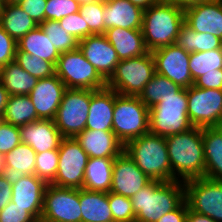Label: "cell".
Segmentation results:
<instances>
[{"label":"cell","mask_w":222,"mask_h":222,"mask_svg":"<svg viewBox=\"0 0 222 222\" xmlns=\"http://www.w3.org/2000/svg\"><path fill=\"white\" fill-rule=\"evenodd\" d=\"M173 181L185 182L205 177V156L202 128L193 126L187 131L165 137Z\"/></svg>","instance_id":"cell-1"},{"label":"cell","mask_w":222,"mask_h":222,"mask_svg":"<svg viewBox=\"0 0 222 222\" xmlns=\"http://www.w3.org/2000/svg\"><path fill=\"white\" fill-rule=\"evenodd\" d=\"M130 199L135 222H156L185 200L184 182L152 180Z\"/></svg>","instance_id":"cell-2"},{"label":"cell","mask_w":222,"mask_h":222,"mask_svg":"<svg viewBox=\"0 0 222 222\" xmlns=\"http://www.w3.org/2000/svg\"><path fill=\"white\" fill-rule=\"evenodd\" d=\"M184 23L183 9L170 2L159 0L143 11L142 33L146 48L152 52L175 44Z\"/></svg>","instance_id":"cell-3"},{"label":"cell","mask_w":222,"mask_h":222,"mask_svg":"<svg viewBox=\"0 0 222 222\" xmlns=\"http://www.w3.org/2000/svg\"><path fill=\"white\" fill-rule=\"evenodd\" d=\"M124 152L151 180L173 181L165 137L149 132L128 141Z\"/></svg>","instance_id":"cell-4"},{"label":"cell","mask_w":222,"mask_h":222,"mask_svg":"<svg viewBox=\"0 0 222 222\" xmlns=\"http://www.w3.org/2000/svg\"><path fill=\"white\" fill-rule=\"evenodd\" d=\"M186 88L177 94L161 97L159 103L149 108V132L168 137L189 130L193 125L187 113Z\"/></svg>","instance_id":"cell-5"},{"label":"cell","mask_w":222,"mask_h":222,"mask_svg":"<svg viewBox=\"0 0 222 222\" xmlns=\"http://www.w3.org/2000/svg\"><path fill=\"white\" fill-rule=\"evenodd\" d=\"M155 73V62L151 52L120 60L107 80V87L119 95L139 96Z\"/></svg>","instance_id":"cell-6"},{"label":"cell","mask_w":222,"mask_h":222,"mask_svg":"<svg viewBox=\"0 0 222 222\" xmlns=\"http://www.w3.org/2000/svg\"><path fill=\"white\" fill-rule=\"evenodd\" d=\"M113 132L123 145L149 133V108L138 96L119 95L115 91Z\"/></svg>","instance_id":"cell-7"},{"label":"cell","mask_w":222,"mask_h":222,"mask_svg":"<svg viewBox=\"0 0 222 222\" xmlns=\"http://www.w3.org/2000/svg\"><path fill=\"white\" fill-rule=\"evenodd\" d=\"M55 74L66 88L99 90L107 87V81L83 56L79 48L60 54Z\"/></svg>","instance_id":"cell-8"},{"label":"cell","mask_w":222,"mask_h":222,"mask_svg":"<svg viewBox=\"0 0 222 222\" xmlns=\"http://www.w3.org/2000/svg\"><path fill=\"white\" fill-rule=\"evenodd\" d=\"M91 90L66 88L54 124L64 138H75L86 129Z\"/></svg>","instance_id":"cell-9"},{"label":"cell","mask_w":222,"mask_h":222,"mask_svg":"<svg viewBox=\"0 0 222 222\" xmlns=\"http://www.w3.org/2000/svg\"><path fill=\"white\" fill-rule=\"evenodd\" d=\"M185 201L190 211L222 222V180L206 177L184 182Z\"/></svg>","instance_id":"cell-10"},{"label":"cell","mask_w":222,"mask_h":222,"mask_svg":"<svg viewBox=\"0 0 222 222\" xmlns=\"http://www.w3.org/2000/svg\"><path fill=\"white\" fill-rule=\"evenodd\" d=\"M190 123L199 128L222 126V90L186 88Z\"/></svg>","instance_id":"cell-11"},{"label":"cell","mask_w":222,"mask_h":222,"mask_svg":"<svg viewBox=\"0 0 222 222\" xmlns=\"http://www.w3.org/2000/svg\"><path fill=\"white\" fill-rule=\"evenodd\" d=\"M42 222H82L79 189L48 184L44 193Z\"/></svg>","instance_id":"cell-12"},{"label":"cell","mask_w":222,"mask_h":222,"mask_svg":"<svg viewBox=\"0 0 222 222\" xmlns=\"http://www.w3.org/2000/svg\"><path fill=\"white\" fill-rule=\"evenodd\" d=\"M59 165L51 183L59 187L81 189L89 156L75 138H63L58 148Z\"/></svg>","instance_id":"cell-13"},{"label":"cell","mask_w":222,"mask_h":222,"mask_svg":"<svg viewBox=\"0 0 222 222\" xmlns=\"http://www.w3.org/2000/svg\"><path fill=\"white\" fill-rule=\"evenodd\" d=\"M155 62L156 73L170 79L182 88H189L194 84L189 60L190 53L176 44L161 47L151 52Z\"/></svg>","instance_id":"cell-14"},{"label":"cell","mask_w":222,"mask_h":222,"mask_svg":"<svg viewBox=\"0 0 222 222\" xmlns=\"http://www.w3.org/2000/svg\"><path fill=\"white\" fill-rule=\"evenodd\" d=\"M47 183L35 174L12 176V199L16 205L23 207L36 220H40L44 193Z\"/></svg>","instance_id":"cell-15"},{"label":"cell","mask_w":222,"mask_h":222,"mask_svg":"<svg viewBox=\"0 0 222 222\" xmlns=\"http://www.w3.org/2000/svg\"><path fill=\"white\" fill-rule=\"evenodd\" d=\"M151 181L124 151L114 159L110 192L130 198Z\"/></svg>","instance_id":"cell-16"},{"label":"cell","mask_w":222,"mask_h":222,"mask_svg":"<svg viewBox=\"0 0 222 222\" xmlns=\"http://www.w3.org/2000/svg\"><path fill=\"white\" fill-rule=\"evenodd\" d=\"M78 48L106 81L120 61L104 34H93L83 38L79 41Z\"/></svg>","instance_id":"cell-17"},{"label":"cell","mask_w":222,"mask_h":222,"mask_svg":"<svg viewBox=\"0 0 222 222\" xmlns=\"http://www.w3.org/2000/svg\"><path fill=\"white\" fill-rule=\"evenodd\" d=\"M65 90V84L56 74L38 80L29 96L39 119L54 120Z\"/></svg>","instance_id":"cell-18"},{"label":"cell","mask_w":222,"mask_h":222,"mask_svg":"<svg viewBox=\"0 0 222 222\" xmlns=\"http://www.w3.org/2000/svg\"><path fill=\"white\" fill-rule=\"evenodd\" d=\"M185 24L199 33H209L222 40V0L196 4L184 10Z\"/></svg>","instance_id":"cell-19"},{"label":"cell","mask_w":222,"mask_h":222,"mask_svg":"<svg viewBox=\"0 0 222 222\" xmlns=\"http://www.w3.org/2000/svg\"><path fill=\"white\" fill-rule=\"evenodd\" d=\"M21 143L32 147L36 153L58 150L64 138L53 120H37L19 127Z\"/></svg>","instance_id":"cell-20"},{"label":"cell","mask_w":222,"mask_h":222,"mask_svg":"<svg viewBox=\"0 0 222 222\" xmlns=\"http://www.w3.org/2000/svg\"><path fill=\"white\" fill-rule=\"evenodd\" d=\"M75 139L89 158H116L124 151L113 131L85 129Z\"/></svg>","instance_id":"cell-21"},{"label":"cell","mask_w":222,"mask_h":222,"mask_svg":"<svg viewBox=\"0 0 222 222\" xmlns=\"http://www.w3.org/2000/svg\"><path fill=\"white\" fill-rule=\"evenodd\" d=\"M143 11L129 0H104V29L119 27L142 30Z\"/></svg>","instance_id":"cell-22"},{"label":"cell","mask_w":222,"mask_h":222,"mask_svg":"<svg viewBox=\"0 0 222 222\" xmlns=\"http://www.w3.org/2000/svg\"><path fill=\"white\" fill-rule=\"evenodd\" d=\"M115 91L108 87L91 90V102L86 129L113 131Z\"/></svg>","instance_id":"cell-23"},{"label":"cell","mask_w":222,"mask_h":222,"mask_svg":"<svg viewBox=\"0 0 222 222\" xmlns=\"http://www.w3.org/2000/svg\"><path fill=\"white\" fill-rule=\"evenodd\" d=\"M104 35L114 47L119 60L138 57L149 52L142 30L112 27L107 29Z\"/></svg>","instance_id":"cell-24"},{"label":"cell","mask_w":222,"mask_h":222,"mask_svg":"<svg viewBox=\"0 0 222 222\" xmlns=\"http://www.w3.org/2000/svg\"><path fill=\"white\" fill-rule=\"evenodd\" d=\"M205 177L222 180V126L202 128Z\"/></svg>","instance_id":"cell-25"},{"label":"cell","mask_w":222,"mask_h":222,"mask_svg":"<svg viewBox=\"0 0 222 222\" xmlns=\"http://www.w3.org/2000/svg\"><path fill=\"white\" fill-rule=\"evenodd\" d=\"M82 222H114L108 193L79 189Z\"/></svg>","instance_id":"cell-26"},{"label":"cell","mask_w":222,"mask_h":222,"mask_svg":"<svg viewBox=\"0 0 222 222\" xmlns=\"http://www.w3.org/2000/svg\"><path fill=\"white\" fill-rule=\"evenodd\" d=\"M115 158H89L82 188L90 191L110 192Z\"/></svg>","instance_id":"cell-27"},{"label":"cell","mask_w":222,"mask_h":222,"mask_svg":"<svg viewBox=\"0 0 222 222\" xmlns=\"http://www.w3.org/2000/svg\"><path fill=\"white\" fill-rule=\"evenodd\" d=\"M19 51L40 57L56 66L60 52L52 45V42L38 25L30 30L17 42Z\"/></svg>","instance_id":"cell-28"},{"label":"cell","mask_w":222,"mask_h":222,"mask_svg":"<svg viewBox=\"0 0 222 222\" xmlns=\"http://www.w3.org/2000/svg\"><path fill=\"white\" fill-rule=\"evenodd\" d=\"M38 80L22 69L16 61L0 68V82L9 95H29Z\"/></svg>","instance_id":"cell-29"},{"label":"cell","mask_w":222,"mask_h":222,"mask_svg":"<svg viewBox=\"0 0 222 222\" xmlns=\"http://www.w3.org/2000/svg\"><path fill=\"white\" fill-rule=\"evenodd\" d=\"M0 26L18 42L38 24L16 4H5L0 14Z\"/></svg>","instance_id":"cell-30"},{"label":"cell","mask_w":222,"mask_h":222,"mask_svg":"<svg viewBox=\"0 0 222 222\" xmlns=\"http://www.w3.org/2000/svg\"><path fill=\"white\" fill-rule=\"evenodd\" d=\"M3 121L15 126L40 120L29 95H9Z\"/></svg>","instance_id":"cell-31"},{"label":"cell","mask_w":222,"mask_h":222,"mask_svg":"<svg viewBox=\"0 0 222 222\" xmlns=\"http://www.w3.org/2000/svg\"><path fill=\"white\" fill-rule=\"evenodd\" d=\"M175 44L186 52H206L222 48V40L209 33H199L185 23L177 35Z\"/></svg>","instance_id":"cell-32"},{"label":"cell","mask_w":222,"mask_h":222,"mask_svg":"<svg viewBox=\"0 0 222 222\" xmlns=\"http://www.w3.org/2000/svg\"><path fill=\"white\" fill-rule=\"evenodd\" d=\"M36 152L31 146L20 143L5 154L6 174L9 176L35 174Z\"/></svg>","instance_id":"cell-33"},{"label":"cell","mask_w":222,"mask_h":222,"mask_svg":"<svg viewBox=\"0 0 222 222\" xmlns=\"http://www.w3.org/2000/svg\"><path fill=\"white\" fill-rule=\"evenodd\" d=\"M181 89L182 87L167 77L155 73L138 97L148 108H151L160 102L161 97L177 94Z\"/></svg>","instance_id":"cell-34"},{"label":"cell","mask_w":222,"mask_h":222,"mask_svg":"<svg viewBox=\"0 0 222 222\" xmlns=\"http://www.w3.org/2000/svg\"><path fill=\"white\" fill-rule=\"evenodd\" d=\"M189 69L193 81L210 72L222 69V48L190 53Z\"/></svg>","instance_id":"cell-35"},{"label":"cell","mask_w":222,"mask_h":222,"mask_svg":"<svg viewBox=\"0 0 222 222\" xmlns=\"http://www.w3.org/2000/svg\"><path fill=\"white\" fill-rule=\"evenodd\" d=\"M40 28L52 42V45L60 52H68L78 48L79 41L68 31L63 29L58 21L45 20L39 24Z\"/></svg>","instance_id":"cell-36"},{"label":"cell","mask_w":222,"mask_h":222,"mask_svg":"<svg viewBox=\"0 0 222 222\" xmlns=\"http://www.w3.org/2000/svg\"><path fill=\"white\" fill-rule=\"evenodd\" d=\"M16 63L30 75L38 79L48 78L55 74V66L40 57L16 49Z\"/></svg>","instance_id":"cell-37"},{"label":"cell","mask_w":222,"mask_h":222,"mask_svg":"<svg viewBox=\"0 0 222 222\" xmlns=\"http://www.w3.org/2000/svg\"><path fill=\"white\" fill-rule=\"evenodd\" d=\"M58 165V150L36 153L35 175L47 184H51L56 177Z\"/></svg>","instance_id":"cell-38"},{"label":"cell","mask_w":222,"mask_h":222,"mask_svg":"<svg viewBox=\"0 0 222 222\" xmlns=\"http://www.w3.org/2000/svg\"><path fill=\"white\" fill-rule=\"evenodd\" d=\"M104 0L80 5L79 13L93 34H104Z\"/></svg>","instance_id":"cell-39"},{"label":"cell","mask_w":222,"mask_h":222,"mask_svg":"<svg viewBox=\"0 0 222 222\" xmlns=\"http://www.w3.org/2000/svg\"><path fill=\"white\" fill-rule=\"evenodd\" d=\"M108 203L114 222H135V213L129 197L108 192Z\"/></svg>","instance_id":"cell-40"},{"label":"cell","mask_w":222,"mask_h":222,"mask_svg":"<svg viewBox=\"0 0 222 222\" xmlns=\"http://www.w3.org/2000/svg\"><path fill=\"white\" fill-rule=\"evenodd\" d=\"M80 5L75 0H47L45 20L59 21L63 17L79 12Z\"/></svg>","instance_id":"cell-41"},{"label":"cell","mask_w":222,"mask_h":222,"mask_svg":"<svg viewBox=\"0 0 222 222\" xmlns=\"http://www.w3.org/2000/svg\"><path fill=\"white\" fill-rule=\"evenodd\" d=\"M58 22L63 29L68 31V34L72 35L78 41L89 35H93L89 30L87 22H85L79 12L63 17Z\"/></svg>","instance_id":"cell-42"},{"label":"cell","mask_w":222,"mask_h":222,"mask_svg":"<svg viewBox=\"0 0 222 222\" xmlns=\"http://www.w3.org/2000/svg\"><path fill=\"white\" fill-rule=\"evenodd\" d=\"M21 143L19 126L6 122L0 123V152L4 155Z\"/></svg>","instance_id":"cell-43"},{"label":"cell","mask_w":222,"mask_h":222,"mask_svg":"<svg viewBox=\"0 0 222 222\" xmlns=\"http://www.w3.org/2000/svg\"><path fill=\"white\" fill-rule=\"evenodd\" d=\"M37 220L27 212L23 207H20L10 201L0 211V222H36Z\"/></svg>","instance_id":"cell-44"},{"label":"cell","mask_w":222,"mask_h":222,"mask_svg":"<svg viewBox=\"0 0 222 222\" xmlns=\"http://www.w3.org/2000/svg\"><path fill=\"white\" fill-rule=\"evenodd\" d=\"M17 42L0 26V68L15 61Z\"/></svg>","instance_id":"cell-45"},{"label":"cell","mask_w":222,"mask_h":222,"mask_svg":"<svg viewBox=\"0 0 222 222\" xmlns=\"http://www.w3.org/2000/svg\"><path fill=\"white\" fill-rule=\"evenodd\" d=\"M46 3L47 0H21L17 4L39 25L45 21Z\"/></svg>","instance_id":"cell-46"},{"label":"cell","mask_w":222,"mask_h":222,"mask_svg":"<svg viewBox=\"0 0 222 222\" xmlns=\"http://www.w3.org/2000/svg\"><path fill=\"white\" fill-rule=\"evenodd\" d=\"M193 85L198 88L222 90V69L198 77Z\"/></svg>","instance_id":"cell-47"},{"label":"cell","mask_w":222,"mask_h":222,"mask_svg":"<svg viewBox=\"0 0 222 222\" xmlns=\"http://www.w3.org/2000/svg\"><path fill=\"white\" fill-rule=\"evenodd\" d=\"M12 199V177L8 174L0 175V211Z\"/></svg>","instance_id":"cell-48"},{"label":"cell","mask_w":222,"mask_h":222,"mask_svg":"<svg viewBox=\"0 0 222 222\" xmlns=\"http://www.w3.org/2000/svg\"><path fill=\"white\" fill-rule=\"evenodd\" d=\"M188 210V204L184 200L175 210L167 212L156 222H185Z\"/></svg>","instance_id":"cell-49"},{"label":"cell","mask_w":222,"mask_h":222,"mask_svg":"<svg viewBox=\"0 0 222 222\" xmlns=\"http://www.w3.org/2000/svg\"><path fill=\"white\" fill-rule=\"evenodd\" d=\"M162 1L170 2L174 5H176L177 7L185 10L189 7L196 5V4L207 3V2H210L213 0H162Z\"/></svg>","instance_id":"cell-50"},{"label":"cell","mask_w":222,"mask_h":222,"mask_svg":"<svg viewBox=\"0 0 222 222\" xmlns=\"http://www.w3.org/2000/svg\"><path fill=\"white\" fill-rule=\"evenodd\" d=\"M185 222H216V221L206 215H201L196 212L188 210L187 219Z\"/></svg>","instance_id":"cell-51"},{"label":"cell","mask_w":222,"mask_h":222,"mask_svg":"<svg viewBox=\"0 0 222 222\" xmlns=\"http://www.w3.org/2000/svg\"><path fill=\"white\" fill-rule=\"evenodd\" d=\"M9 98V93L4 89V86L0 82V115L3 116L7 102Z\"/></svg>","instance_id":"cell-52"},{"label":"cell","mask_w":222,"mask_h":222,"mask_svg":"<svg viewBox=\"0 0 222 222\" xmlns=\"http://www.w3.org/2000/svg\"><path fill=\"white\" fill-rule=\"evenodd\" d=\"M133 5L138 6L142 10H146L150 6L157 3L159 0H129Z\"/></svg>","instance_id":"cell-53"},{"label":"cell","mask_w":222,"mask_h":222,"mask_svg":"<svg viewBox=\"0 0 222 222\" xmlns=\"http://www.w3.org/2000/svg\"><path fill=\"white\" fill-rule=\"evenodd\" d=\"M6 174L5 155L0 152V175Z\"/></svg>","instance_id":"cell-54"},{"label":"cell","mask_w":222,"mask_h":222,"mask_svg":"<svg viewBox=\"0 0 222 222\" xmlns=\"http://www.w3.org/2000/svg\"><path fill=\"white\" fill-rule=\"evenodd\" d=\"M79 5H83V4H89V3H93L96 1H101V0H75Z\"/></svg>","instance_id":"cell-55"},{"label":"cell","mask_w":222,"mask_h":222,"mask_svg":"<svg viewBox=\"0 0 222 222\" xmlns=\"http://www.w3.org/2000/svg\"><path fill=\"white\" fill-rule=\"evenodd\" d=\"M5 4H16L18 2H20L21 0H4Z\"/></svg>","instance_id":"cell-56"},{"label":"cell","mask_w":222,"mask_h":222,"mask_svg":"<svg viewBox=\"0 0 222 222\" xmlns=\"http://www.w3.org/2000/svg\"><path fill=\"white\" fill-rule=\"evenodd\" d=\"M4 7H5V1L4 0H0V14L4 10Z\"/></svg>","instance_id":"cell-57"},{"label":"cell","mask_w":222,"mask_h":222,"mask_svg":"<svg viewBox=\"0 0 222 222\" xmlns=\"http://www.w3.org/2000/svg\"><path fill=\"white\" fill-rule=\"evenodd\" d=\"M3 122V117L0 115V123Z\"/></svg>","instance_id":"cell-58"}]
</instances>
